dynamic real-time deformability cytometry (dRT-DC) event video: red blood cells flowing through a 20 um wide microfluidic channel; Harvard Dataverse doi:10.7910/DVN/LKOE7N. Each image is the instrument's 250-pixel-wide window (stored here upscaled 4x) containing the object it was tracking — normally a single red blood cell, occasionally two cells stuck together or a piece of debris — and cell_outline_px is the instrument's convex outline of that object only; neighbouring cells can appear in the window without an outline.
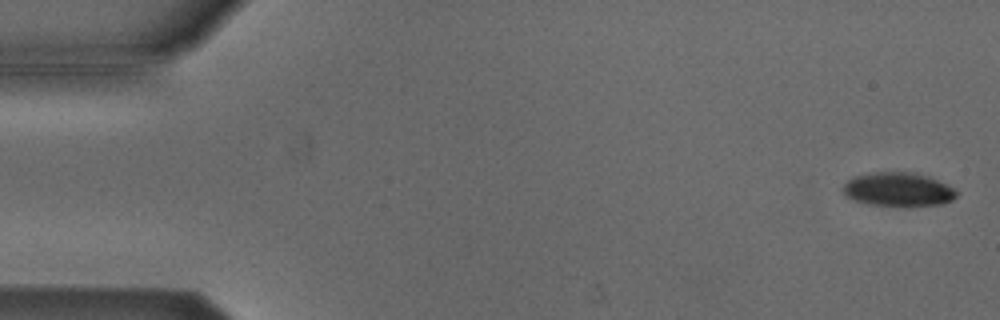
{"species": "Egyptian fruit bat (a non-hibernating species)", "species_latin": "Rousettus aegyptiacus", "temperature_condition": "cold", "stored_images_in_passage": 54, "camera_frame_rate_fps": 3000, "um_per_image_px": 0.085, "animal": {"sex": "male"}, "frame": {"image": 1, "passage_image": 2, "time_ms": 0.333, "image_size_px": [1000, 320], "cell_outline_px": [[956, 196], [952, 200], [944, 204], [912, 208], [904, 208], [868, 204], [856, 200], [848, 196], [844, 192], [844, 184], [848, 180], [856, 176], [876, 172], [912, 172], [928, 176], [952, 188], [956, 192]], "centroid_in_image_um": [76.38, 16.15], "position_along_channel_um": 8.6, "area_um2": 22.6}}
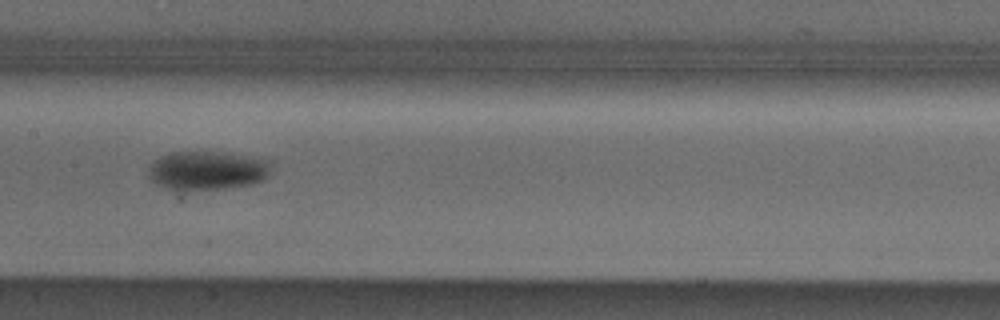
{"frame": {"image": 2, "passage_image": 27, "time_ms": 8.667, "image_size_px": [1000, 320], "cell_outline_px": [[272, 168], [268, 176], [264, 180], [252, 184], [228, 188], [188, 192], [168, 188], [156, 184], [148, 180], [148, 168], [152, 160], [160, 156], [172, 152], [212, 152], [272, 160]], "centroid_in_image_um": [17.58, 14.53], "position_along_channel_um": 189.8, "area_um2": 28.38}}
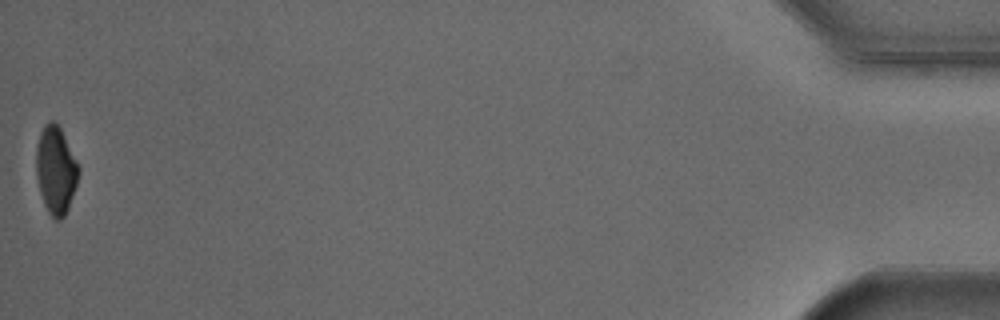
{"frame": {"image": 3, "passage_image": 54, "time_ms": 17.667, "image_size_px": [1000, 320], "cell_outline_px": [[80, 172], [68, 208], [64, 216], [60, 220], [56, 220], [48, 212], [44, 204], [40, 192], [36, 176], [36, 148], [40, 132], [44, 124], [48, 120], [56, 120], [80, 168]], "centroid_in_image_um": [4.73, 14.43], "position_along_channel_um": 430.5, "area_um2": 21.62}, "authors_computed_cell_mechanics": {"area_um2": 25.3453, "velocity_mm_per_s": 3.8178, "shape_relaxation_time_tau1_ms": 3.8471, "shape_relaxation_time_tau2_ms": null, "deformation_change_tau1": 0.1208, "deformation_change_tau2": null}}